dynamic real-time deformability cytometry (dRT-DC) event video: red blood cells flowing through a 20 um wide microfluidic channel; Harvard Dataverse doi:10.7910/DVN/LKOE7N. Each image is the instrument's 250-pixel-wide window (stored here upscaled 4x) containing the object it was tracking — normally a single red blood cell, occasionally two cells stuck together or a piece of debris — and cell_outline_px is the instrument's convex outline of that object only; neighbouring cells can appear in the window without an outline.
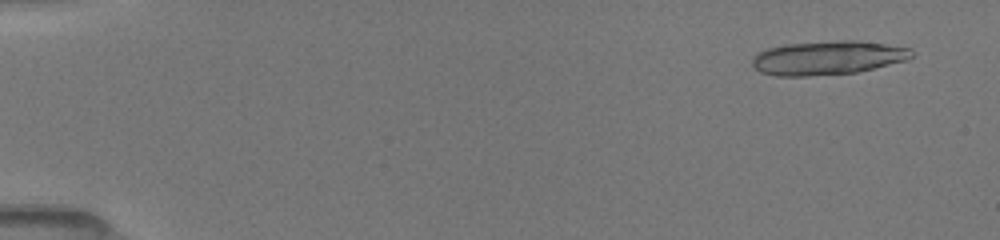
{"species": "common noctule bat (a hibernating species)", "species_latin": "Nyctalus noctula", "temperature_condition": "room temperature", "stored_images_in_passage": 20, "camera_frame_rate_fps": 3000, "um_per_image_px": 0.085, "animal": {"sex": "female", "body_mass_g": 19.5, "forearm_length_mm": 54.1}, "frame": {"image": 1, "passage_image": 3, "time_ms": 0.667, "image_size_px": [1000, 240], "cell_outline_px": [[912, 56], [908, 60], [856, 72], [808, 76], [776, 76], [760, 72], [752, 64], [752, 56], [768, 48], [784, 44], [840, 40], [856, 40], [912, 48]], "centroid_in_image_um": [70.35, 4.91], "position_along_channel_um": 14.7, "area_um2": 31.44}}